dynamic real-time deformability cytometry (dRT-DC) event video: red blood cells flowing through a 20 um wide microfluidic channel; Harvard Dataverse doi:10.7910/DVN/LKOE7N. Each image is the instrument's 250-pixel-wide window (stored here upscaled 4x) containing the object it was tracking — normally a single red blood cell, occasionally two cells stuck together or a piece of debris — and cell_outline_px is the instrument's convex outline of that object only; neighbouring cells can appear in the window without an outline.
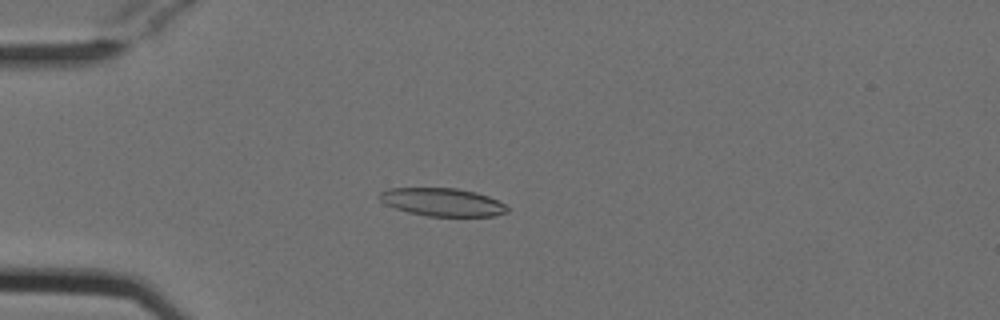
{"species": "Egyptian fruit bat (a non-hibernating species)", "species_latin": "Rousettus aegyptiacus", "temperature_condition": "cold", "stored_images_in_passage": 41, "camera_frame_rate_fps": 3000, "um_per_image_px": 0.085, "animal": {"sex": "female"}, "frame": {"image": 1, "passage_image": 11, "time_ms": 3.333, "image_size_px": [1000, 320], "cell_outline_px": [[508, 212], [496, 216], [428, 216], [408, 212], [384, 204], [380, 200], [380, 192], [388, 188], [456, 188], [476, 192], [488, 196], [504, 204], [508, 208]], "centroid_in_image_um": [37.6, 17.18], "position_along_channel_um": 47.4, "area_um2": 20.81}}
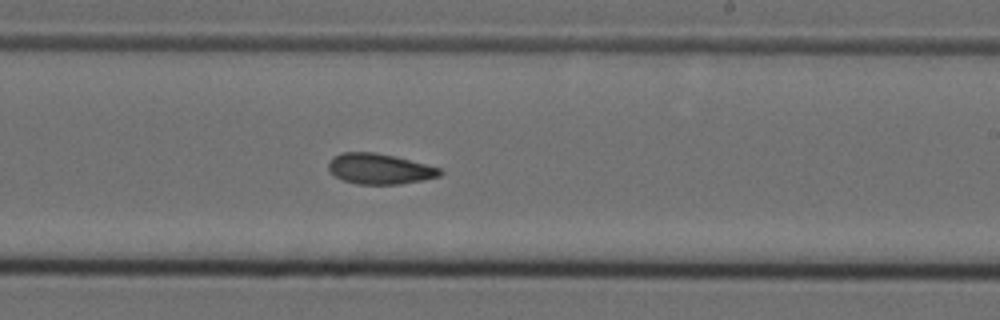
{"frame": {"image": 2, "passage_image": 29, "time_ms": 9.333, "image_size_px": [1000, 320], "cell_outline_px": [[444, 172], [440, 176], [424, 180], [400, 184], [356, 184], [344, 180], [336, 176], [328, 168], [328, 160], [332, 156], [340, 152], [376, 152], [396, 156], [440, 168]], "centroid_in_image_um": [32.26, 14.34], "position_along_channel_um": 256.7, "area_um2": 20.0}}
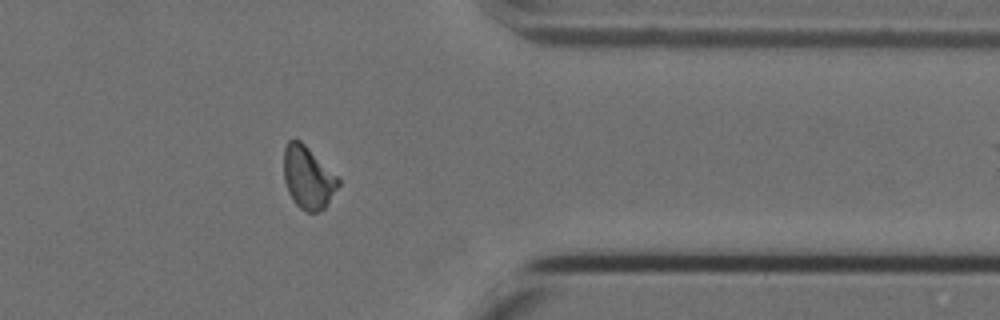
{"frame": {"image": 3, "passage_image": 40, "time_ms": 13.0, "image_size_px": [1000, 320], "cell_outline_px": [[340, 184], [324, 208], [316, 212], [308, 212], [300, 208], [292, 200], [288, 192], [284, 180], [284, 148], [288, 140], [300, 140], [340, 180]], "centroid_in_image_um": [26.15, 15.1], "position_along_channel_um": 385.2, "area_um2": 19.48}}